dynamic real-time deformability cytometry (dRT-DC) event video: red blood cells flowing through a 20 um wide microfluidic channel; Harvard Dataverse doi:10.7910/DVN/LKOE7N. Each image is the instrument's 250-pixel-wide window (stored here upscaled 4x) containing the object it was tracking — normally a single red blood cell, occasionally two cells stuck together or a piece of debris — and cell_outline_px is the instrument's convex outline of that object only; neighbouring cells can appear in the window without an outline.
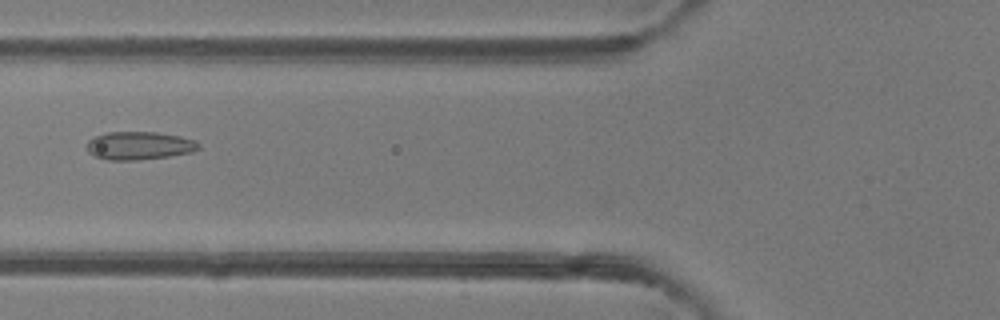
{"species": "common noctule bat (a hibernating species)", "species_latin": "Nyctalus noctula", "temperature_condition": "room temperature", "stored_images_in_passage": 6, "camera_frame_rate_fps": 3000, "um_per_image_px": 0.085, "animal": {"sex": "female"}, "frame": {"image": 1, "passage_image": 5, "time_ms": 5.0, "image_size_px": [1000, 320], "cell_outline_px": [[200, 148], [192, 152], [168, 156], [136, 160], [108, 160], [92, 156], [88, 152], [88, 140], [96, 136], [108, 132], [156, 132], [180, 136], [196, 140], [200, 144]], "centroid_in_image_um": [11.84, 12.38], "position_along_channel_um": 114.0, "area_um2": 18.32}}
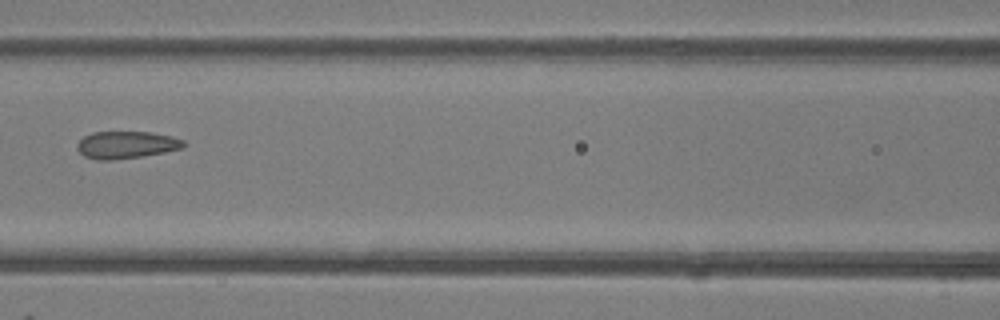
{"frame": {"image": 2, "passage_image": 6, "time_ms": 6.0, "image_size_px": [1000, 320], "cell_outline_px": [[184, 148], [164, 152], [140, 156], [112, 160], [96, 160], [84, 156], [76, 148], [76, 144], [84, 136], [92, 132], [152, 132], [172, 136], [184, 140]], "centroid_in_image_um": [10.72, 12.31], "position_along_channel_um": 155.9, "area_um2": 16.94}}